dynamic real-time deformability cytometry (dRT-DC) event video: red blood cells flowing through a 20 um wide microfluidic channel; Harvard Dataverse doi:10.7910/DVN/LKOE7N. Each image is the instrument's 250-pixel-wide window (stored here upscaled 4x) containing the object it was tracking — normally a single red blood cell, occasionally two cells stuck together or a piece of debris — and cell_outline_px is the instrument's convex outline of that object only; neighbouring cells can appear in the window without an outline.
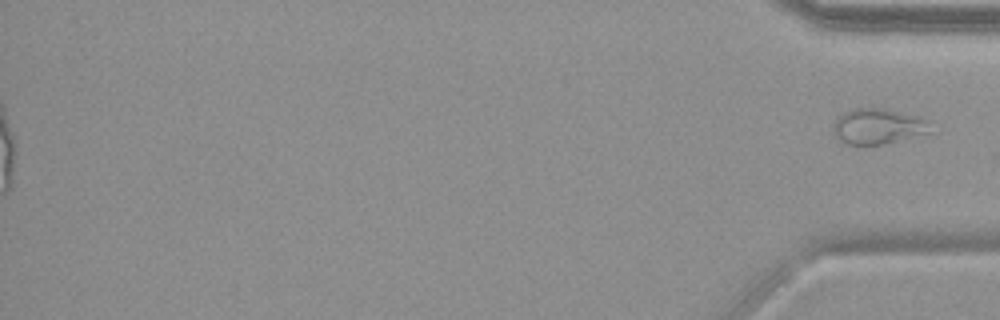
{"species": "common noctule bat (a hibernating species)", "species_latin": "Nyctalus noctula", "temperature_condition": "warm", "stored_images_in_passage": 51, "segment_of_instrument_passage": [2, 2], "camera_frame_rate_fps": 3000, "um_per_image_px": 0.085, "animal": {"sex": "female", "body_mass_g": 19.9}, "frame": {"image": 1, "passage_image": 51, "time_ms": 16.667, "image_size_px": [1000, 320], "cell_outline_px": [[932, 132], [880, 144], [848, 144], [840, 140], [836, 136], [832, 128], [836, 120], [844, 112], [852, 108], [880, 108], [920, 116], [932, 120]], "centroid_in_image_um": [74.69, 10.72], "position_along_channel_um": 360.5, "area_um2": 20.06}}